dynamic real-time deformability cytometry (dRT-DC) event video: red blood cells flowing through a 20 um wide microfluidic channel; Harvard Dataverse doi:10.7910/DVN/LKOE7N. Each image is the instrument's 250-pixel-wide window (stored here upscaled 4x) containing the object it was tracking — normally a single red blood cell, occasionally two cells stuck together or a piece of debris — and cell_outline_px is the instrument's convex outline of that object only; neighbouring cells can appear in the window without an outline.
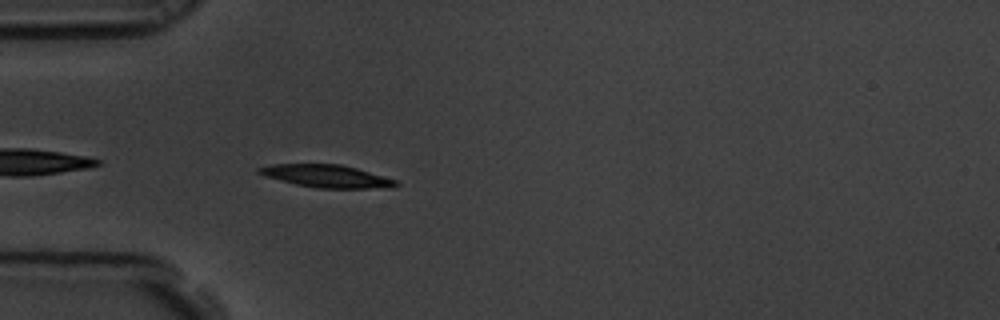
{"species": "common noctule bat (a hibernating species)", "species_latin": "Nyctalus noctula", "temperature_condition": "room temperature", "stored_images_in_passage": 43, "camera_frame_rate_fps": 3000, "um_per_image_px": 0.085, "animal": {"sex": "male", "body_mass_g": 19.5, "forearm_length_mm": 54.6}, "frame": {"image": 1, "passage_image": 2, "time_ms": 0.333, "image_size_px": [1000, 320], "cell_outline_px": [[400, 184], [392, 188], [316, 188], [296, 184], [264, 176], [256, 172], [256, 168], [272, 164], [340, 164], [356, 168], [396, 180]], "centroid_in_image_um": [27.75, 14.97], "position_along_channel_um": 57.3, "area_um2": 18.03}}
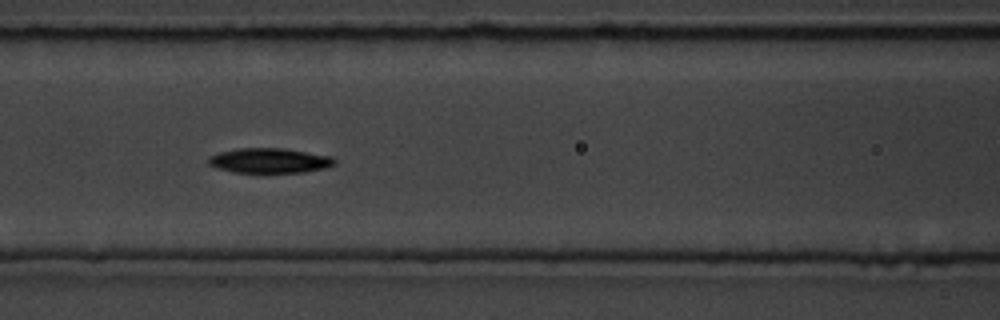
{"frame": {"image": 2, "passage_image": 10, "time_ms": 3.0, "image_size_px": [1000, 320], "cell_outline_px": [[336, 164], [324, 168], [304, 172], [232, 172], [216, 168], [208, 164], [208, 156], [220, 152], [236, 148], [284, 148], [332, 156], [336, 160]], "centroid_in_image_um": [22.9, 13.64], "position_along_channel_um": 143.7, "area_um2": 18.38}}
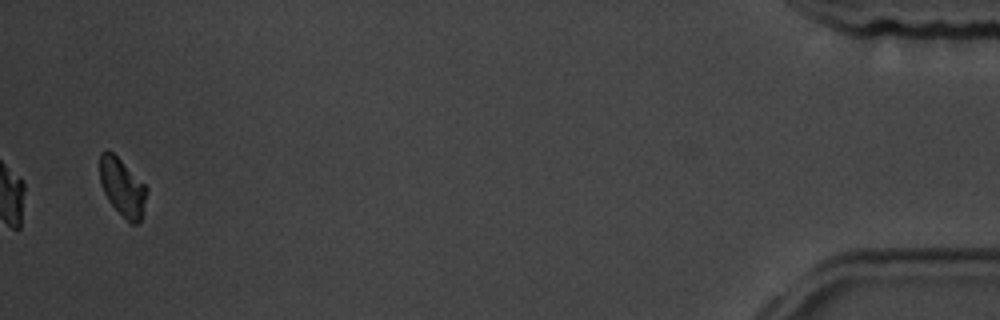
{"frame": {"image": 3, "passage_image": 42, "time_ms": 13.667, "image_size_px": [1000, 320], "cell_outline_px": [[148, 192], [140, 220], [136, 224], [132, 224], [108, 200], [100, 184], [100, 152], [108, 148], [148, 188]], "centroid_in_image_um": [10.39, 15.89], "position_along_channel_um": 424.8, "area_um2": 15.43}, "authors_computed_cell_mechanics": {"area_um2": 17.3978, "velocity_mm_per_s": 3.4416, "shape_relaxation_time_tau1_ms": 1.7266, "shape_relaxation_time_tau2_ms": null, "deformation_change_tau1": 0.1178, "deformation_change_tau2": null}}